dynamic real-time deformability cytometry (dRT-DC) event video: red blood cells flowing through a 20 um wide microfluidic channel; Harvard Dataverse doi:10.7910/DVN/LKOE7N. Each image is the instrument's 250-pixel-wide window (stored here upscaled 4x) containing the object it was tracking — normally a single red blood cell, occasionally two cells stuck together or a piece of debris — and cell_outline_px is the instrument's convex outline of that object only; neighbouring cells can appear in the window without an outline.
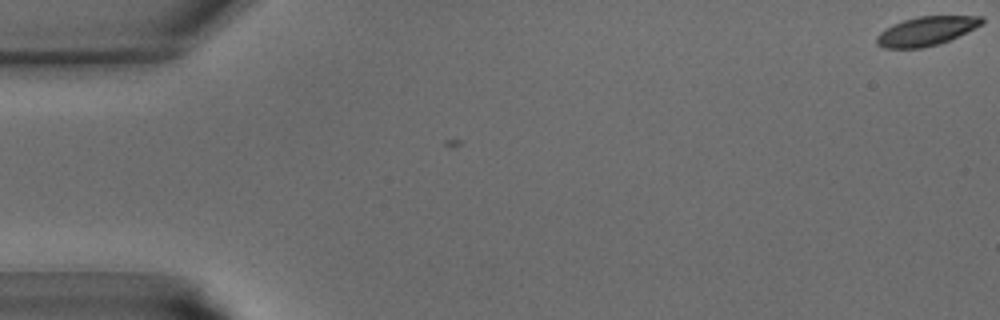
{"species": "common noctule bat (a hibernating species)", "species_latin": "Nyctalus noctula", "temperature_condition": "warm", "stored_images_in_passage": 3, "camera_frame_rate_fps": 3000, "um_per_image_px": 0.085, "animal": {"sex": "male", "body_mass_g": 15.6}, "frame": {"image": 1, "passage_image": 1, "time_ms": 0.0, "image_size_px": [1000, 320], "cell_outline_px": [[984, 24], [940, 44], [920, 48], [884, 48], [876, 44], [876, 36], [880, 32], [904, 20], [916, 16], [984, 16]], "centroid_in_image_um": [78.76, 2.64], "position_along_channel_um": 6.2, "area_um2": 17.69}}